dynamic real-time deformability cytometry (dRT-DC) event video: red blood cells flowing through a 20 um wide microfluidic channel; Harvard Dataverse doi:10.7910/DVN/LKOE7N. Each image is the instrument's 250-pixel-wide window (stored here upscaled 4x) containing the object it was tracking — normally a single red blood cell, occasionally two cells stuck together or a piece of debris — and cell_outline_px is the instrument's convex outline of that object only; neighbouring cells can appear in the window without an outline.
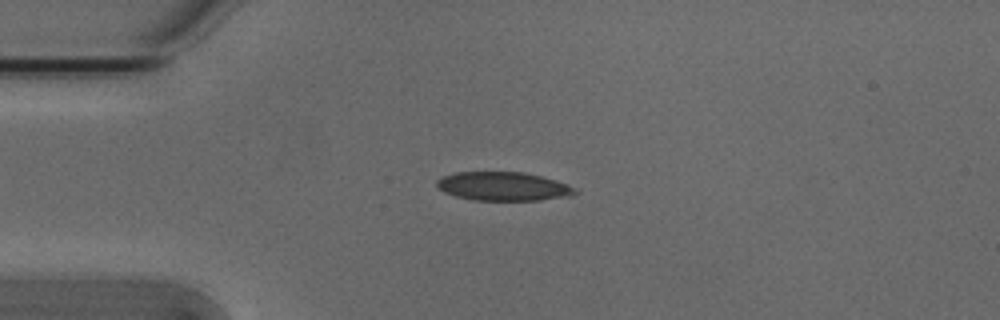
{"species": "Egyptian fruit bat (a non-hibernating species)", "species_latin": "Rousettus aegyptiacus", "temperature_condition": "cold", "stored_images_in_passage": 15, "camera_frame_rate_fps": 3000, "um_per_image_px": 0.085, "animal": {"sex": "male"}, "frame": {"image": 1, "passage_image": 12, "time_ms": 3.667, "image_size_px": [1000, 320], "cell_outline_px": [[580, 192], [568, 196], [540, 200], [472, 200], [456, 196], [444, 192], [436, 188], [436, 180], [444, 176], [456, 172], [524, 172], [556, 180]], "centroid_in_image_um": [42.72, 15.84], "position_along_channel_um": 42.3, "area_um2": 23.0}}